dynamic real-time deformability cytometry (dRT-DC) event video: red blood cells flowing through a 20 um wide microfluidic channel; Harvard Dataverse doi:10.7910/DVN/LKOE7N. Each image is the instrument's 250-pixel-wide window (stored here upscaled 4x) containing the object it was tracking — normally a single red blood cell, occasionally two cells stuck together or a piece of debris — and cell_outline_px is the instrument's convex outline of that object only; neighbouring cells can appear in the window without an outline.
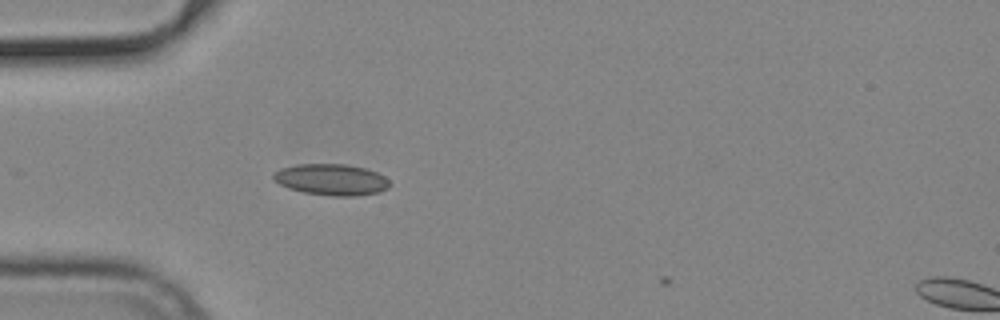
{"species": "common noctule bat (a hibernating species)", "species_latin": "Nyctalus noctula", "temperature_condition": "cold", "stored_images_in_passage": 2, "camera_frame_rate_fps": 3000, "um_per_image_px": 0.085, "animal": {"sex": "male", "body_mass_g": 19.2, "forearm_length_mm": 51.8}, "frame": {"image": 1, "passage_image": 1, "time_ms": 0.0, "image_size_px": [1000, 320], "cell_outline_px": [[392, 184], [388, 188], [380, 192], [356, 196], [332, 196], [304, 192], [288, 188], [272, 180], [272, 176], [280, 168], [296, 164], [344, 164], [364, 168], [376, 172], [384, 176]], "centroid_in_image_um": [28.17, 15.27], "position_along_channel_um": 56.8, "area_um2": 21.27}}